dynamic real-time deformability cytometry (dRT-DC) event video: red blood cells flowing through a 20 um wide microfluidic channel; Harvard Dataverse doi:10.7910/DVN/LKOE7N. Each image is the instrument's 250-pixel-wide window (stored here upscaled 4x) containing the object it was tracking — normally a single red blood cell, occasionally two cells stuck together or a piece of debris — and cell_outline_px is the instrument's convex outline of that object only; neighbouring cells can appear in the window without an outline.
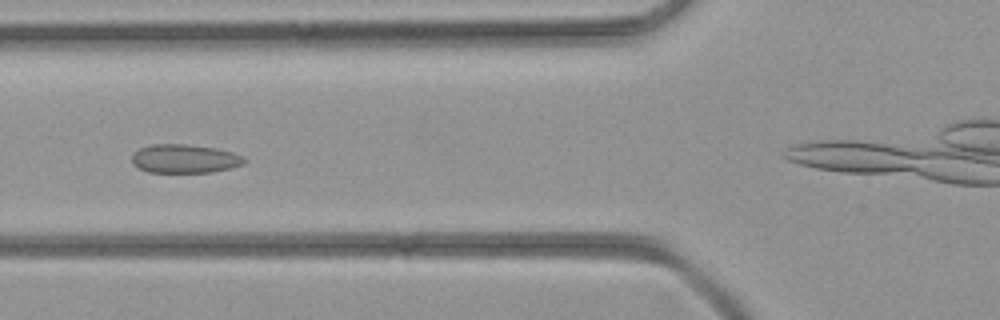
{"species": "common noctule bat (a hibernating species)", "species_latin": "Nyctalus noctula", "temperature_condition": "room temperature", "stored_images_in_passage": 24, "camera_frame_rate_fps": 3000, "um_per_image_px": 0.085, "animal": {"sex": "female", "body_mass_g": 21.9}, "frame": {"image": 1, "passage_image": 7, "time_ms": 2.0, "image_size_px": [1000, 320], "cell_outline_px": [[248, 160], [244, 164], [212, 172], [148, 172], [132, 164], [132, 156], [140, 148], [152, 144], [188, 144], [216, 148], [232, 152], [244, 156]], "centroid_in_image_um": [15.72, 13.48], "position_along_channel_um": 110.1, "area_um2": 18.79}}
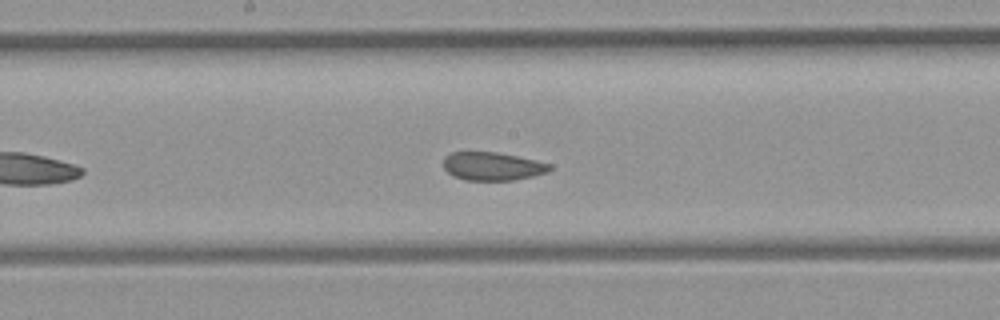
{"frame": {"image": 2, "passage_image": 13, "time_ms": 4.0, "image_size_px": [1000, 320], "cell_outline_px": [[552, 168], [548, 172], [532, 176], [512, 180], [464, 180], [452, 176], [444, 168], [444, 156], [452, 152], [496, 152], [516, 156], [552, 164]], "centroid_in_image_um": [41.84, 14.13], "position_along_channel_um": 206.4, "area_um2": 17.46}}
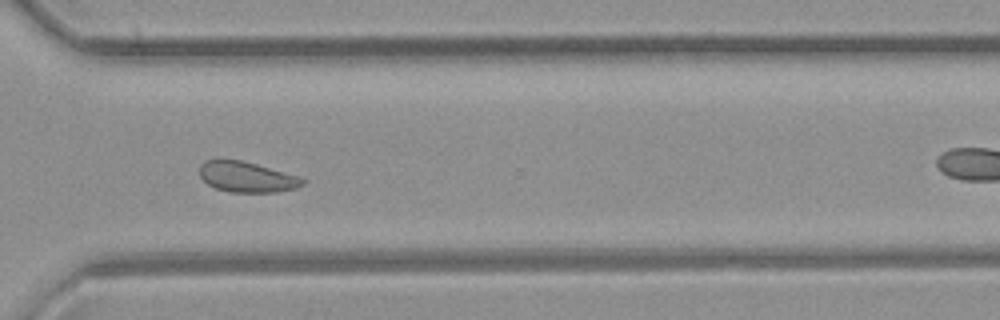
{"frame": {"image": 3, "passage_image": 22, "time_ms": 7.0, "image_size_px": [1000, 320], "cell_outline_px": [[308, 180], [304, 184], [296, 188], [276, 192], [228, 192], [216, 188], [208, 184], [200, 176], [200, 164], [204, 160], [240, 160], [256, 164], [300, 176]], "centroid_in_image_um": [21.01, 15.05], "position_along_channel_um": 349.6, "area_um2": 18.32}}